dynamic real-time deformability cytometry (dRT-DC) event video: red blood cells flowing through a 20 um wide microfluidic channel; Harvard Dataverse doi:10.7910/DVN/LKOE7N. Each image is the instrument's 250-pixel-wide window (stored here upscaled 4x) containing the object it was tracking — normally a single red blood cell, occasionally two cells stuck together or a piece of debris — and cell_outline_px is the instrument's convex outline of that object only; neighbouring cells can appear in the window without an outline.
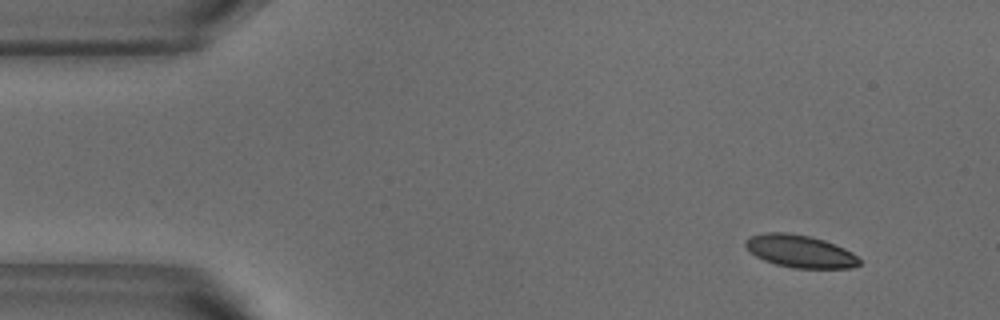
{"species": "common noctule bat (a hibernating species)", "species_latin": "Nyctalus noctula", "temperature_condition": "warm", "stored_images_in_passage": 49, "camera_frame_rate_fps": 3000, "um_per_image_px": 0.085, "animal": {"sex": "male", "body_mass_g": 18.8}, "frame": {"image": 1, "passage_image": 1, "time_ms": 0.0, "image_size_px": [1000, 320], "cell_outline_px": [[860, 264], [852, 268], [792, 268], [776, 264], [764, 260], [756, 256], [744, 244], [744, 240], [748, 236], [768, 232], [784, 232], [812, 236], [824, 240], [844, 248], [852, 252], [860, 260]], "centroid_in_image_um": [68.0, 21.35], "position_along_channel_um": 17.0, "area_um2": 21.62}}
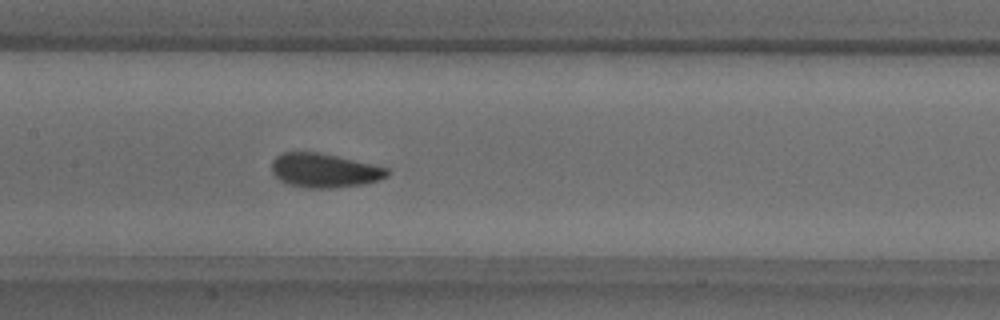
{"frame": {"image": 2, "passage_image": 21, "time_ms": 6.667, "image_size_px": [1000, 320], "cell_outline_px": [[388, 176], [380, 180], [364, 184], [328, 188], [308, 188], [284, 184], [272, 172], [272, 160], [280, 152], [316, 152], [336, 156], [372, 164], [388, 168]], "centroid_in_image_um": [27.54, 14.49], "position_along_channel_um": 179.9, "area_um2": 22.95}}
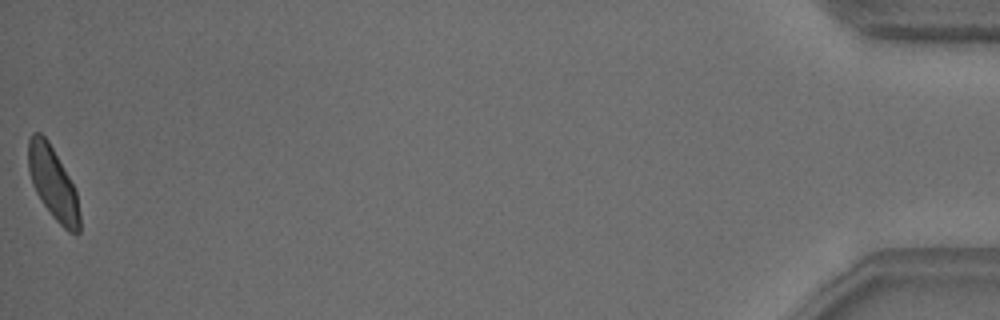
{"frame": {"image": 3, "passage_image": 49, "time_ms": 16.0, "image_size_px": [1000, 320], "cell_outline_px": [[80, 232], [68, 232], [52, 216], [40, 200], [32, 184], [28, 168], [28, 136], [32, 132], [40, 132], [48, 140], [68, 176], [76, 192], [80, 216]], "centroid_in_image_um": [4.48, 15.55], "position_along_channel_um": 430.7, "area_um2": 21.5}, "authors_computed_cell_mechanics": {"area_um2": 22.4842, "velocity_mm_per_s": 3.7668, "shape_relaxation_time_tau1_ms": 2.7353, "shape_relaxation_time_tau2_ms": 0.8595, "deformation_change_tau1": 0.1078, "deformation_change_tau2": 0.0594}}